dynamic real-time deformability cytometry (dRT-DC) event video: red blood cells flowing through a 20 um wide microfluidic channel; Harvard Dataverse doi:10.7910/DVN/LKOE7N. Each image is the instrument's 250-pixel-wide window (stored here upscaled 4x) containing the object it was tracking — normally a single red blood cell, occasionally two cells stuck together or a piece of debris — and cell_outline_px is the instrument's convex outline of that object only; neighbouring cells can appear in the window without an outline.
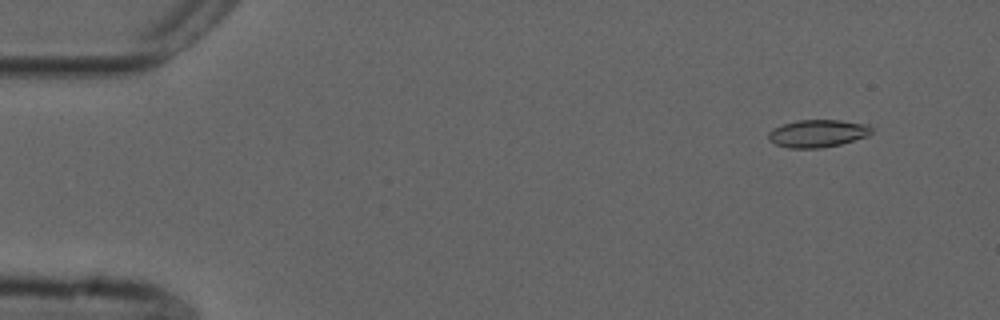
{"species": "common noctule bat (a hibernating species)", "species_latin": "Nyctalus noctula", "temperature_condition": "cold", "stored_images_in_passage": 55, "camera_frame_rate_fps": 3000, "um_per_image_px": 0.085, "animal": {"sex": "male", "forearm_length_mm": 52.5}, "frame": {"image": 1, "passage_image": 5, "time_ms": 1.333, "image_size_px": [1000, 320], "cell_outline_px": [[872, 132], [868, 136], [840, 144], [820, 148], [788, 148], [776, 144], [768, 140], [768, 132], [784, 124], [796, 120], [840, 120], [868, 124], [872, 128]], "centroid_in_image_um": [69.51, 11.34], "position_along_channel_um": 15.5, "area_um2": 16.53}}
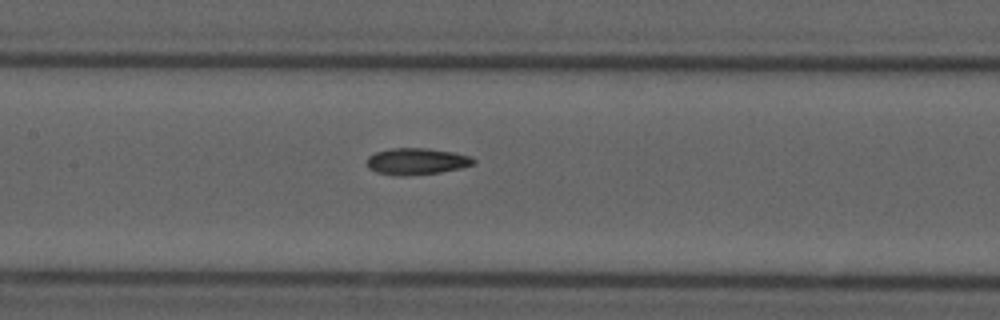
{"frame": {"image": 2, "passage_image": 26, "time_ms": 8.333, "image_size_px": [1000, 320], "cell_outline_px": [[476, 164], [460, 168], [440, 172], [404, 176], [392, 176], [376, 172], [368, 168], [368, 156], [376, 152], [392, 148], [428, 148], [452, 152], [468, 156], [476, 160]], "centroid_in_image_um": [35.4, 13.72], "position_along_channel_um": 172.0, "area_um2": 16.53}}
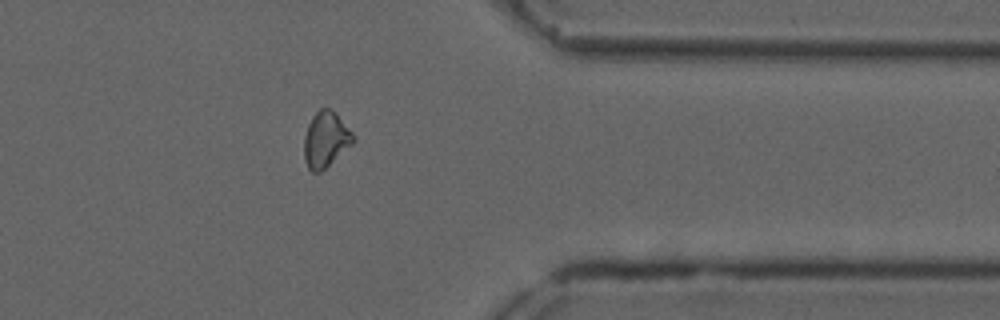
{"frame": {"image": 3, "passage_image": 44, "time_ms": 14.333, "image_size_px": [1000, 320], "cell_outline_px": [[356, 140], [352, 144], [320, 172], [312, 172], [308, 168], [304, 160], [304, 136], [308, 124], [312, 116], [320, 108], [328, 108], [336, 112], [356, 136]], "centroid_in_image_um": [27.69, 11.84], "position_along_channel_um": 383.7, "area_um2": 16.01}}